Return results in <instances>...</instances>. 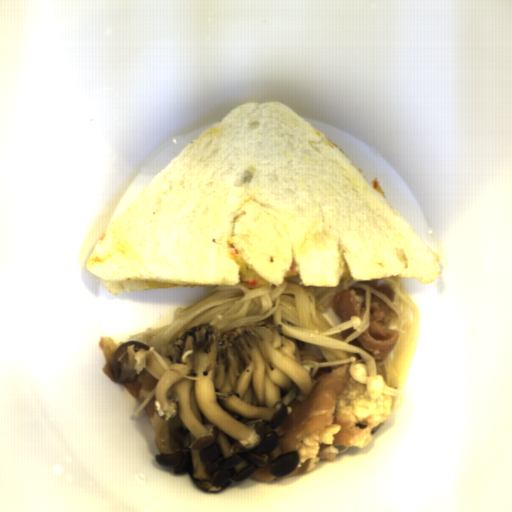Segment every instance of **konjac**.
Returning a JSON list of instances; mask_svg holds the SVG:
<instances>
[{
	"label": "konjac",
	"mask_w": 512,
	"mask_h": 512,
	"mask_svg": "<svg viewBox=\"0 0 512 512\" xmlns=\"http://www.w3.org/2000/svg\"><path fill=\"white\" fill-rule=\"evenodd\" d=\"M288 336V335H286ZM294 340L295 345L300 353L301 359H312L318 362H332L355 357L356 361L362 362L363 359L359 354L347 352L344 350L318 345L314 343L305 342L293 337L288 336Z\"/></svg>",
	"instance_id": "obj_2"
},
{
	"label": "konjac",
	"mask_w": 512,
	"mask_h": 512,
	"mask_svg": "<svg viewBox=\"0 0 512 512\" xmlns=\"http://www.w3.org/2000/svg\"><path fill=\"white\" fill-rule=\"evenodd\" d=\"M316 286L304 285L300 274L284 277L280 286L219 285L209 296L188 308H179L170 325L147 328L129 337L162 355L171 356L186 331L206 324L219 333L244 325L270 321L302 329L325 332L334 327L316 307Z\"/></svg>",
	"instance_id": "obj_1"
}]
</instances>
